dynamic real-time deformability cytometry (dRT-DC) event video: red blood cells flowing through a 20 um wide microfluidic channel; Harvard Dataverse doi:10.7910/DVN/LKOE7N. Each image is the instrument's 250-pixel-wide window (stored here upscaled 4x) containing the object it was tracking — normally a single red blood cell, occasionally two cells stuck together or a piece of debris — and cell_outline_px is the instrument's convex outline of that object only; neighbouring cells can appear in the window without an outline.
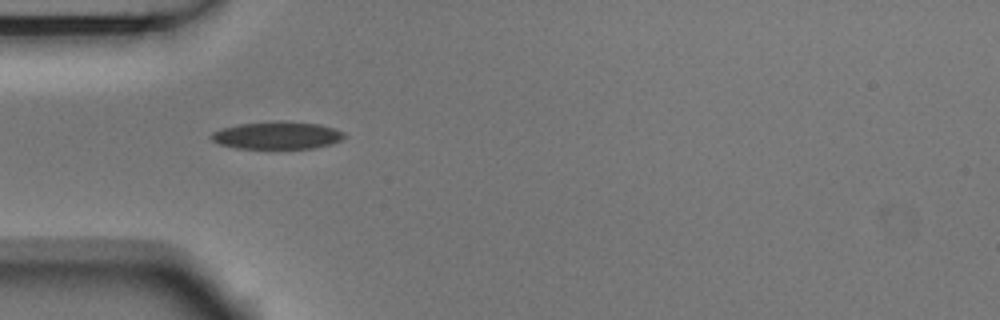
{"species": "Egyptian fruit bat (a non-hibernating species)", "species_latin": "Rousettus aegyptiacus", "temperature_condition": "room temperature", "stored_images_in_passage": 6, "camera_frame_rate_fps": 3000, "um_per_image_px": 0.085, "animal": {"sex": "male"}, "frame": {"image": 1, "passage_image": 5, "time_ms": 1.333, "image_size_px": [1000, 320], "cell_outline_px": [[344, 136], [340, 140], [332, 144], [312, 148], [236, 148], [220, 144], [212, 140], [208, 136], [212, 132], [220, 128], [240, 124], [320, 124], [344, 132]], "centroid_in_image_um": [23.5, 11.56], "position_along_channel_um": 61.5, "area_um2": 20.17}}
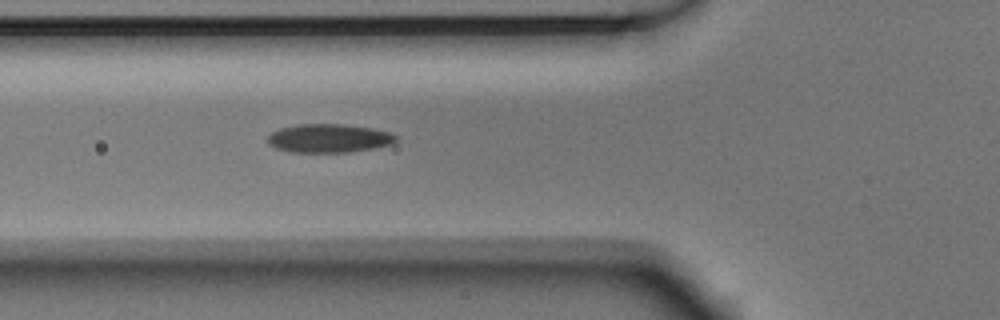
{"frame": {"image": 2, "passage_image": 6, "time_ms": 1.667, "image_size_px": [1000, 320], "cell_outline_px": [[396, 140], [392, 144], [372, 148], [348, 152], [292, 152], [276, 148], [268, 144], [268, 136], [272, 132], [280, 128], [300, 124], [344, 124], [372, 128], [388, 132], [396, 136]], "centroid_in_image_um": [27.93, 11.75], "position_along_channel_um": 97.9, "area_um2": 21.21}}